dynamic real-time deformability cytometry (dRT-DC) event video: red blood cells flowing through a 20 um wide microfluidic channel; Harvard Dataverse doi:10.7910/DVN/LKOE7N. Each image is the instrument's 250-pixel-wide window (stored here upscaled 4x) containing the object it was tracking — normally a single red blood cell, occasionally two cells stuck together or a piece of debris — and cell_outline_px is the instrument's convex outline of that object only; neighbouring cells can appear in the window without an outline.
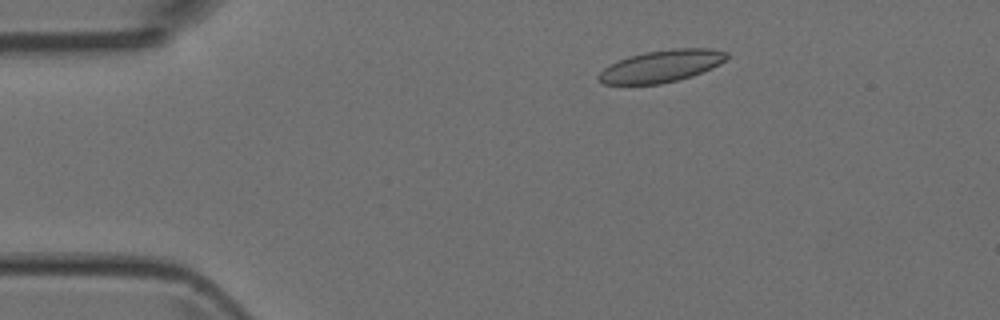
{"species": "Egyptian fruit bat (a non-hibernating species)", "species_latin": "Rousettus aegyptiacus", "temperature_condition": "room temperature", "stored_images_in_passage": 4, "camera_frame_rate_fps": 3000, "um_per_image_px": 0.085, "animal": {"sex": "female"}, "frame": {"image": 1, "passage_image": 3, "time_ms": 2.333, "image_size_px": [1000, 320], "cell_outline_px": [[728, 56], [720, 64], [712, 68], [692, 76], [660, 84], [604, 84], [596, 76], [604, 68], [628, 56], [644, 52], [672, 48], [712, 48], [728, 52]], "centroid_in_image_um": [56.25, 5.61], "position_along_channel_um": 28.8, "area_um2": 23.87}}